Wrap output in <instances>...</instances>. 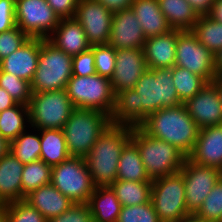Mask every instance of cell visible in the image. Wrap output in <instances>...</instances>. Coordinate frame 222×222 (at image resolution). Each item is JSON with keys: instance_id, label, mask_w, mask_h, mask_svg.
<instances>
[{"instance_id": "cell-1", "label": "cell", "mask_w": 222, "mask_h": 222, "mask_svg": "<svg viewBox=\"0 0 222 222\" xmlns=\"http://www.w3.org/2000/svg\"><path fill=\"white\" fill-rule=\"evenodd\" d=\"M172 68L147 69L133 89L115 95V106L110 116L111 124L139 127L149 115L181 104Z\"/></svg>"}, {"instance_id": "cell-2", "label": "cell", "mask_w": 222, "mask_h": 222, "mask_svg": "<svg viewBox=\"0 0 222 222\" xmlns=\"http://www.w3.org/2000/svg\"><path fill=\"white\" fill-rule=\"evenodd\" d=\"M131 132V126L110 124L84 157L95 187L115 182L121 152L131 140Z\"/></svg>"}, {"instance_id": "cell-3", "label": "cell", "mask_w": 222, "mask_h": 222, "mask_svg": "<svg viewBox=\"0 0 222 222\" xmlns=\"http://www.w3.org/2000/svg\"><path fill=\"white\" fill-rule=\"evenodd\" d=\"M139 127L149 136L170 143L186 157L192 152L199 133L183 103L152 113Z\"/></svg>"}, {"instance_id": "cell-4", "label": "cell", "mask_w": 222, "mask_h": 222, "mask_svg": "<svg viewBox=\"0 0 222 222\" xmlns=\"http://www.w3.org/2000/svg\"><path fill=\"white\" fill-rule=\"evenodd\" d=\"M131 140L151 180L180 172L187 158L170 143L149 136L140 127H132Z\"/></svg>"}, {"instance_id": "cell-5", "label": "cell", "mask_w": 222, "mask_h": 222, "mask_svg": "<svg viewBox=\"0 0 222 222\" xmlns=\"http://www.w3.org/2000/svg\"><path fill=\"white\" fill-rule=\"evenodd\" d=\"M110 124V116L104 112L74 108L62 128L70 155L85 157Z\"/></svg>"}, {"instance_id": "cell-6", "label": "cell", "mask_w": 222, "mask_h": 222, "mask_svg": "<svg viewBox=\"0 0 222 222\" xmlns=\"http://www.w3.org/2000/svg\"><path fill=\"white\" fill-rule=\"evenodd\" d=\"M73 56L43 38L37 69L31 82L32 93L66 89L72 76Z\"/></svg>"}, {"instance_id": "cell-7", "label": "cell", "mask_w": 222, "mask_h": 222, "mask_svg": "<svg viewBox=\"0 0 222 222\" xmlns=\"http://www.w3.org/2000/svg\"><path fill=\"white\" fill-rule=\"evenodd\" d=\"M150 200L161 222H183L193 216L186 207L181 172L152 180Z\"/></svg>"}, {"instance_id": "cell-8", "label": "cell", "mask_w": 222, "mask_h": 222, "mask_svg": "<svg viewBox=\"0 0 222 222\" xmlns=\"http://www.w3.org/2000/svg\"><path fill=\"white\" fill-rule=\"evenodd\" d=\"M66 92L75 108L94 109L111 116L115 106V95L110 78L93 74L89 76L72 75Z\"/></svg>"}, {"instance_id": "cell-9", "label": "cell", "mask_w": 222, "mask_h": 222, "mask_svg": "<svg viewBox=\"0 0 222 222\" xmlns=\"http://www.w3.org/2000/svg\"><path fill=\"white\" fill-rule=\"evenodd\" d=\"M30 127L62 129L75 108L66 89L32 93L29 102Z\"/></svg>"}, {"instance_id": "cell-10", "label": "cell", "mask_w": 222, "mask_h": 222, "mask_svg": "<svg viewBox=\"0 0 222 222\" xmlns=\"http://www.w3.org/2000/svg\"><path fill=\"white\" fill-rule=\"evenodd\" d=\"M51 184L73 203H87L95 185L84 157L71 156L52 167Z\"/></svg>"}, {"instance_id": "cell-11", "label": "cell", "mask_w": 222, "mask_h": 222, "mask_svg": "<svg viewBox=\"0 0 222 222\" xmlns=\"http://www.w3.org/2000/svg\"><path fill=\"white\" fill-rule=\"evenodd\" d=\"M175 66L188 69L200 75L208 83L217 76L215 72V57L191 30L177 29Z\"/></svg>"}, {"instance_id": "cell-12", "label": "cell", "mask_w": 222, "mask_h": 222, "mask_svg": "<svg viewBox=\"0 0 222 222\" xmlns=\"http://www.w3.org/2000/svg\"><path fill=\"white\" fill-rule=\"evenodd\" d=\"M15 21L29 37L47 39L58 26L60 17L46 0H15Z\"/></svg>"}, {"instance_id": "cell-13", "label": "cell", "mask_w": 222, "mask_h": 222, "mask_svg": "<svg viewBox=\"0 0 222 222\" xmlns=\"http://www.w3.org/2000/svg\"><path fill=\"white\" fill-rule=\"evenodd\" d=\"M180 172L184 179L186 207L194 215L222 177V171L197 164L187 157Z\"/></svg>"}, {"instance_id": "cell-14", "label": "cell", "mask_w": 222, "mask_h": 222, "mask_svg": "<svg viewBox=\"0 0 222 222\" xmlns=\"http://www.w3.org/2000/svg\"><path fill=\"white\" fill-rule=\"evenodd\" d=\"M74 18L91 45L108 44L113 13L96 0H78Z\"/></svg>"}, {"instance_id": "cell-15", "label": "cell", "mask_w": 222, "mask_h": 222, "mask_svg": "<svg viewBox=\"0 0 222 222\" xmlns=\"http://www.w3.org/2000/svg\"><path fill=\"white\" fill-rule=\"evenodd\" d=\"M114 74L110 78L114 95L133 89L148 69L143 49H116Z\"/></svg>"}, {"instance_id": "cell-16", "label": "cell", "mask_w": 222, "mask_h": 222, "mask_svg": "<svg viewBox=\"0 0 222 222\" xmlns=\"http://www.w3.org/2000/svg\"><path fill=\"white\" fill-rule=\"evenodd\" d=\"M183 104L199 129L222 124V103L212 82Z\"/></svg>"}, {"instance_id": "cell-17", "label": "cell", "mask_w": 222, "mask_h": 222, "mask_svg": "<svg viewBox=\"0 0 222 222\" xmlns=\"http://www.w3.org/2000/svg\"><path fill=\"white\" fill-rule=\"evenodd\" d=\"M145 40L140 22L131 8L113 13L110 46L115 49H142Z\"/></svg>"}, {"instance_id": "cell-18", "label": "cell", "mask_w": 222, "mask_h": 222, "mask_svg": "<svg viewBox=\"0 0 222 222\" xmlns=\"http://www.w3.org/2000/svg\"><path fill=\"white\" fill-rule=\"evenodd\" d=\"M43 38L30 37L18 50L0 61V70L32 82Z\"/></svg>"}, {"instance_id": "cell-19", "label": "cell", "mask_w": 222, "mask_h": 222, "mask_svg": "<svg viewBox=\"0 0 222 222\" xmlns=\"http://www.w3.org/2000/svg\"><path fill=\"white\" fill-rule=\"evenodd\" d=\"M188 158L197 164L222 171V124L199 129L197 141Z\"/></svg>"}, {"instance_id": "cell-20", "label": "cell", "mask_w": 222, "mask_h": 222, "mask_svg": "<svg viewBox=\"0 0 222 222\" xmlns=\"http://www.w3.org/2000/svg\"><path fill=\"white\" fill-rule=\"evenodd\" d=\"M177 29L146 38L143 53L148 69H170L175 66Z\"/></svg>"}, {"instance_id": "cell-21", "label": "cell", "mask_w": 222, "mask_h": 222, "mask_svg": "<svg viewBox=\"0 0 222 222\" xmlns=\"http://www.w3.org/2000/svg\"><path fill=\"white\" fill-rule=\"evenodd\" d=\"M57 48L71 56L91 48L80 23L73 18H61L54 32L47 38Z\"/></svg>"}, {"instance_id": "cell-22", "label": "cell", "mask_w": 222, "mask_h": 222, "mask_svg": "<svg viewBox=\"0 0 222 222\" xmlns=\"http://www.w3.org/2000/svg\"><path fill=\"white\" fill-rule=\"evenodd\" d=\"M23 167L10 150L0 158V205L22 200Z\"/></svg>"}, {"instance_id": "cell-23", "label": "cell", "mask_w": 222, "mask_h": 222, "mask_svg": "<svg viewBox=\"0 0 222 222\" xmlns=\"http://www.w3.org/2000/svg\"><path fill=\"white\" fill-rule=\"evenodd\" d=\"M24 200L35 207L48 221L75 204L51 183L31 191Z\"/></svg>"}, {"instance_id": "cell-24", "label": "cell", "mask_w": 222, "mask_h": 222, "mask_svg": "<svg viewBox=\"0 0 222 222\" xmlns=\"http://www.w3.org/2000/svg\"><path fill=\"white\" fill-rule=\"evenodd\" d=\"M131 9L140 22L145 38L162 35L172 30L160 10L158 0H134Z\"/></svg>"}, {"instance_id": "cell-25", "label": "cell", "mask_w": 222, "mask_h": 222, "mask_svg": "<svg viewBox=\"0 0 222 222\" xmlns=\"http://www.w3.org/2000/svg\"><path fill=\"white\" fill-rule=\"evenodd\" d=\"M93 222H117L122 205L110 186L95 187L87 202Z\"/></svg>"}, {"instance_id": "cell-26", "label": "cell", "mask_w": 222, "mask_h": 222, "mask_svg": "<svg viewBox=\"0 0 222 222\" xmlns=\"http://www.w3.org/2000/svg\"><path fill=\"white\" fill-rule=\"evenodd\" d=\"M160 10L172 29L192 30L199 15L187 0H158Z\"/></svg>"}, {"instance_id": "cell-27", "label": "cell", "mask_w": 222, "mask_h": 222, "mask_svg": "<svg viewBox=\"0 0 222 222\" xmlns=\"http://www.w3.org/2000/svg\"><path fill=\"white\" fill-rule=\"evenodd\" d=\"M40 159L53 167L71 157L62 129L40 130Z\"/></svg>"}, {"instance_id": "cell-28", "label": "cell", "mask_w": 222, "mask_h": 222, "mask_svg": "<svg viewBox=\"0 0 222 222\" xmlns=\"http://www.w3.org/2000/svg\"><path fill=\"white\" fill-rule=\"evenodd\" d=\"M116 179L125 181H152L143 165L136 144L130 140L121 152Z\"/></svg>"}, {"instance_id": "cell-29", "label": "cell", "mask_w": 222, "mask_h": 222, "mask_svg": "<svg viewBox=\"0 0 222 222\" xmlns=\"http://www.w3.org/2000/svg\"><path fill=\"white\" fill-rule=\"evenodd\" d=\"M30 128L29 107L16 104L0 112V135L11 143L18 135Z\"/></svg>"}, {"instance_id": "cell-30", "label": "cell", "mask_w": 222, "mask_h": 222, "mask_svg": "<svg viewBox=\"0 0 222 222\" xmlns=\"http://www.w3.org/2000/svg\"><path fill=\"white\" fill-rule=\"evenodd\" d=\"M122 206L142 205L151 199L152 181H125L116 179L110 186Z\"/></svg>"}, {"instance_id": "cell-31", "label": "cell", "mask_w": 222, "mask_h": 222, "mask_svg": "<svg viewBox=\"0 0 222 222\" xmlns=\"http://www.w3.org/2000/svg\"><path fill=\"white\" fill-rule=\"evenodd\" d=\"M30 129L33 131L30 132L26 129L18 135L9 146V150L22 164L40 160V130L34 127H30Z\"/></svg>"}, {"instance_id": "cell-32", "label": "cell", "mask_w": 222, "mask_h": 222, "mask_svg": "<svg viewBox=\"0 0 222 222\" xmlns=\"http://www.w3.org/2000/svg\"><path fill=\"white\" fill-rule=\"evenodd\" d=\"M198 41L212 54L222 49V23L216 22L208 15H200L191 30Z\"/></svg>"}, {"instance_id": "cell-33", "label": "cell", "mask_w": 222, "mask_h": 222, "mask_svg": "<svg viewBox=\"0 0 222 222\" xmlns=\"http://www.w3.org/2000/svg\"><path fill=\"white\" fill-rule=\"evenodd\" d=\"M51 174L52 167L41 159L24 164L21 178L22 200H24L26 195L31 191L51 183Z\"/></svg>"}, {"instance_id": "cell-34", "label": "cell", "mask_w": 222, "mask_h": 222, "mask_svg": "<svg viewBox=\"0 0 222 222\" xmlns=\"http://www.w3.org/2000/svg\"><path fill=\"white\" fill-rule=\"evenodd\" d=\"M172 76L173 84L182 103L196 95L208 83L200 75L179 66L172 67Z\"/></svg>"}, {"instance_id": "cell-35", "label": "cell", "mask_w": 222, "mask_h": 222, "mask_svg": "<svg viewBox=\"0 0 222 222\" xmlns=\"http://www.w3.org/2000/svg\"><path fill=\"white\" fill-rule=\"evenodd\" d=\"M205 222H219L222 217V177L205 198L202 206L193 215Z\"/></svg>"}, {"instance_id": "cell-36", "label": "cell", "mask_w": 222, "mask_h": 222, "mask_svg": "<svg viewBox=\"0 0 222 222\" xmlns=\"http://www.w3.org/2000/svg\"><path fill=\"white\" fill-rule=\"evenodd\" d=\"M0 87L4 88L18 104L29 105L32 96L30 82L0 70Z\"/></svg>"}, {"instance_id": "cell-37", "label": "cell", "mask_w": 222, "mask_h": 222, "mask_svg": "<svg viewBox=\"0 0 222 222\" xmlns=\"http://www.w3.org/2000/svg\"><path fill=\"white\" fill-rule=\"evenodd\" d=\"M7 222H48L35 207L25 200L4 205Z\"/></svg>"}, {"instance_id": "cell-38", "label": "cell", "mask_w": 222, "mask_h": 222, "mask_svg": "<svg viewBox=\"0 0 222 222\" xmlns=\"http://www.w3.org/2000/svg\"><path fill=\"white\" fill-rule=\"evenodd\" d=\"M90 49L94 52L96 73L111 78L115 69L116 49L109 44L91 45Z\"/></svg>"}, {"instance_id": "cell-39", "label": "cell", "mask_w": 222, "mask_h": 222, "mask_svg": "<svg viewBox=\"0 0 222 222\" xmlns=\"http://www.w3.org/2000/svg\"><path fill=\"white\" fill-rule=\"evenodd\" d=\"M117 222H161L151 203L122 206Z\"/></svg>"}, {"instance_id": "cell-40", "label": "cell", "mask_w": 222, "mask_h": 222, "mask_svg": "<svg viewBox=\"0 0 222 222\" xmlns=\"http://www.w3.org/2000/svg\"><path fill=\"white\" fill-rule=\"evenodd\" d=\"M29 38L18 26L0 33V61L18 50Z\"/></svg>"}, {"instance_id": "cell-41", "label": "cell", "mask_w": 222, "mask_h": 222, "mask_svg": "<svg viewBox=\"0 0 222 222\" xmlns=\"http://www.w3.org/2000/svg\"><path fill=\"white\" fill-rule=\"evenodd\" d=\"M48 222H93V217L87 203H77Z\"/></svg>"}, {"instance_id": "cell-42", "label": "cell", "mask_w": 222, "mask_h": 222, "mask_svg": "<svg viewBox=\"0 0 222 222\" xmlns=\"http://www.w3.org/2000/svg\"><path fill=\"white\" fill-rule=\"evenodd\" d=\"M96 74L94 52L89 49L72 59V75L89 76Z\"/></svg>"}, {"instance_id": "cell-43", "label": "cell", "mask_w": 222, "mask_h": 222, "mask_svg": "<svg viewBox=\"0 0 222 222\" xmlns=\"http://www.w3.org/2000/svg\"><path fill=\"white\" fill-rule=\"evenodd\" d=\"M15 27V0H0V33Z\"/></svg>"}, {"instance_id": "cell-44", "label": "cell", "mask_w": 222, "mask_h": 222, "mask_svg": "<svg viewBox=\"0 0 222 222\" xmlns=\"http://www.w3.org/2000/svg\"><path fill=\"white\" fill-rule=\"evenodd\" d=\"M54 12L61 18H73L78 0H46Z\"/></svg>"}, {"instance_id": "cell-45", "label": "cell", "mask_w": 222, "mask_h": 222, "mask_svg": "<svg viewBox=\"0 0 222 222\" xmlns=\"http://www.w3.org/2000/svg\"><path fill=\"white\" fill-rule=\"evenodd\" d=\"M104 5L112 13L118 12L120 10L131 8L134 0H96Z\"/></svg>"}, {"instance_id": "cell-46", "label": "cell", "mask_w": 222, "mask_h": 222, "mask_svg": "<svg viewBox=\"0 0 222 222\" xmlns=\"http://www.w3.org/2000/svg\"><path fill=\"white\" fill-rule=\"evenodd\" d=\"M192 8L200 15H208L212 9L214 0H187Z\"/></svg>"}, {"instance_id": "cell-47", "label": "cell", "mask_w": 222, "mask_h": 222, "mask_svg": "<svg viewBox=\"0 0 222 222\" xmlns=\"http://www.w3.org/2000/svg\"><path fill=\"white\" fill-rule=\"evenodd\" d=\"M17 102L10 96V94L2 87H0V112L15 106Z\"/></svg>"}, {"instance_id": "cell-48", "label": "cell", "mask_w": 222, "mask_h": 222, "mask_svg": "<svg viewBox=\"0 0 222 222\" xmlns=\"http://www.w3.org/2000/svg\"><path fill=\"white\" fill-rule=\"evenodd\" d=\"M216 22L222 23V0H214L212 9L208 14Z\"/></svg>"}, {"instance_id": "cell-49", "label": "cell", "mask_w": 222, "mask_h": 222, "mask_svg": "<svg viewBox=\"0 0 222 222\" xmlns=\"http://www.w3.org/2000/svg\"><path fill=\"white\" fill-rule=\"evenodd\" d=\"M215 72L217 76L222 75V49L219 50L215 55Z\"/></svg>"}, {"instance_id": "cell-50", "label": "cell", "mask_w": 222, "mask_h": 222, "mask_svg": "<svg viewBox=\"0 0 222 222\" xmlns=\"http://www.w3.org/2000/svg\"><path fill=\"white\" fill-rule=\"evenodd\" d=\"M10 143L0 135V158L9 151Z\"/></svg>"}, {"instance_id": "cell-51", "label": "cell", "mask_w": 222, "mask_h": 222, "mask_svg": "<svg viewBox=\"0 0 222 222\" xmlns=\"http://www.w3.org/2000/svg\"><path fill=\"white\" fill-rule=\"evenodd\" d=\"M212 83L216 86L219 95H220V99H221V103H222V77L221 76H216Z\"/></svg>"}, {"instance_id": "cell-52", "label": "cell", "mask_w": 222, "mask_h": 222, "mask_svg": "<svg viewBox=\"0 0 222 222\" xmlns=\"http://www.w3.org/2000/svg\"><path fill=\"white\" fill-rule=\"evenodd\" d=\"M0 222H7L4 205H0Z\"/></svg>"}, {"instance_id": "cell-53", "label": "cell", "mask_w": 222, "mask_h": 222, "mask_svg": "<svg viewBox=\"0 0 222 222\" xmlns=\"http://www.w3.org/2000/svg\"><path fill=\"white\" fill-rule=\"evenodd\" d=\"M183 222H205V221L198 220L194 216H191L186 218Z\"/></svg>"}]
</instances>
